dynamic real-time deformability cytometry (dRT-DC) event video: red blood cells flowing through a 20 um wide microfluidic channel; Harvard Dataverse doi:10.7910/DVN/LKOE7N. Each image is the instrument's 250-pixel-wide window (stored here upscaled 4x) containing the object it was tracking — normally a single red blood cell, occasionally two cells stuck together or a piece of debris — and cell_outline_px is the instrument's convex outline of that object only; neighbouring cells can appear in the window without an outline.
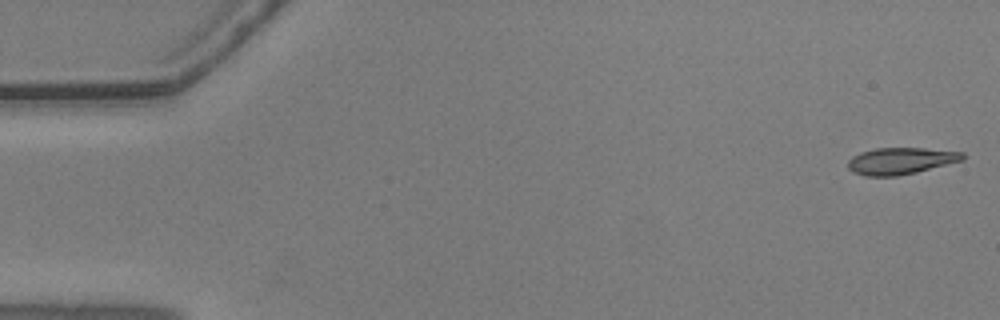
{"species": "common noctule bat (a hibernating species)", "species_latin": "Nyctalus noctula", "temperature_condition": "warm", "stored_images_in_passage": 56, "camera_frame_rate_fps": 3000, "um_per_image_px": 0.085, "animal": {"sex": "male", "body_mass_g": 20.5, "forearm_length_mm": 52.5}, "frame": {"image": 1, "passage_image": 1, "time_ms": 0.0, "image_size_px": [1000, 320], "cell_outline_px": [[964, 160], [916, 172], [896, 176], [864, 176], [848, 168], [848, 160], [852, 156], [860, 152], [876, 148], [924, 148], [964, 152]], "centroid_in_image_um": [76.56, 13.67], "position_along_channel_um": 8.4, "area_um2": 17.8}}
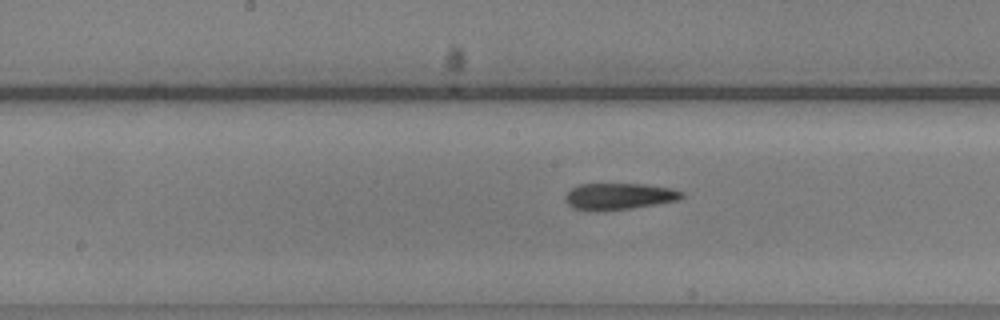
{"frame": {"image": 2, "passage_image": 28, "time_ms": 9.0, "image_size_px": [1000, 320], "cell_outline_px": [[684, 196], [680, 200], [632, 208], [600, 212], [596, 212], [572, 208], [564, 200], [564, 196], [572, 188], [580, 184], [648, 184], [672, 188], [684, 192]], "centroid_in_image_um": [52.62, 16.7], "position_along_channel_um": 195.6, "area_um2": 18.38}}
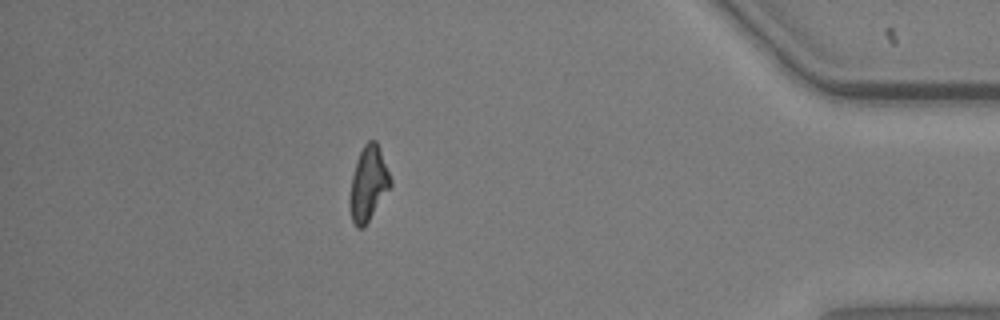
{"frame": {"image": 3, "passage_image": 49, "time_ms": 16.0, "image_size_px": [1000, 320], "cell_outline_px": [[392, 184], [364, 228], [356, 228], [352, 220], [348, 200], [352, 176], [356, 160], [364, 144], [368, 140], [376, 140], [392, 180]], "centroid_in_image_um": [31.29, 15.63], "position_along_channel_um": 403.9, "area_um2": 17.63}, "authors_computed_cell_mechanics": {"area_um2": 18.0914, "velocity_mm_per_s": 3.613, "shape_relaxation_time_tau1_ms": null, "shape_relaxation_time_tau2_ms": 6.3085, "deformation_change_tau1": null, "deformation_change_tau2": 0.163}}